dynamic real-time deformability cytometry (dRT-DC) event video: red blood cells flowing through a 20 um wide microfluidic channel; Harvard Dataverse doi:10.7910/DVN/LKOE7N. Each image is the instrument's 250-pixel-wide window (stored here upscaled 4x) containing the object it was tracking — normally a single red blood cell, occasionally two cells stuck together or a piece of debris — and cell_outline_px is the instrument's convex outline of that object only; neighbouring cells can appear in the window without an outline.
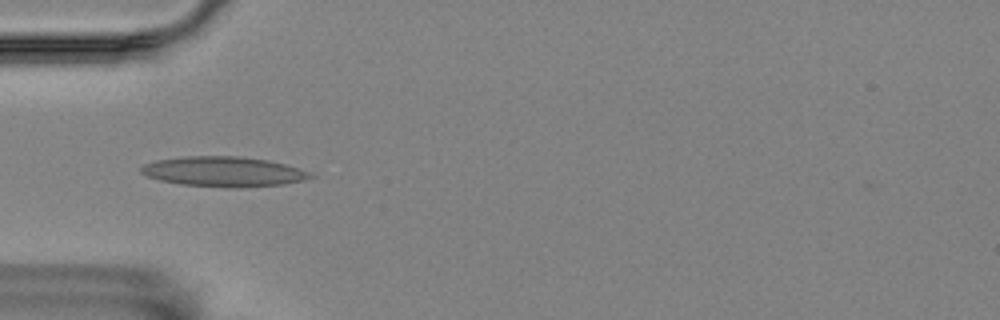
{"species": "Egyptian fruit bat (a non-hibernating species)", "species_latin": "Rousettus aegyptiacus", "temperature_condition": "room temperature", "stored_images_in_passage": 8, "camera_frame_rate_fps": 3000, "um_per_image_px": 0.085, "animal": {"sex": "female"}, "frame": {"image": 1, "passage_image": 4, "time_ms": 1.0, "image_size_px": [1000, 320], "cell_outline_px": [[316, 176], [284, 184], [236, 188], [180, 184], [160, 180], [148, 176], [140, 172], [140, 168], [144, 164], [156, 160], [184, 156], [240, 156], [268, 160], [284, 164], [308, 172]], "centroid_in_image_um": [18.96, 14.58], "position_along_channel_um": 66.0, "area_um2": 29.36}}
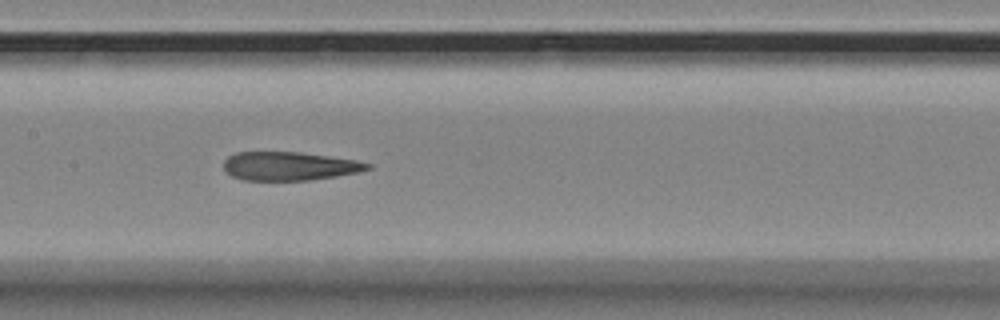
{"frame": {"image": 2, "passage_image": 7, "time_ms": 2.0, "image_size_px": [1000, 320], "cell_outline_px": [[372, 168], [360, 172], [312, 180], [244, 180], [232, 176], [224, 172], [224, 160], [228, 156], [236, 152], [300, 152], [356, 160], [372, 164]], "centroid_in_image_um": [24.6, 14.12], "position_along_channel_um": 182.8, "area_um2": 24.1}}
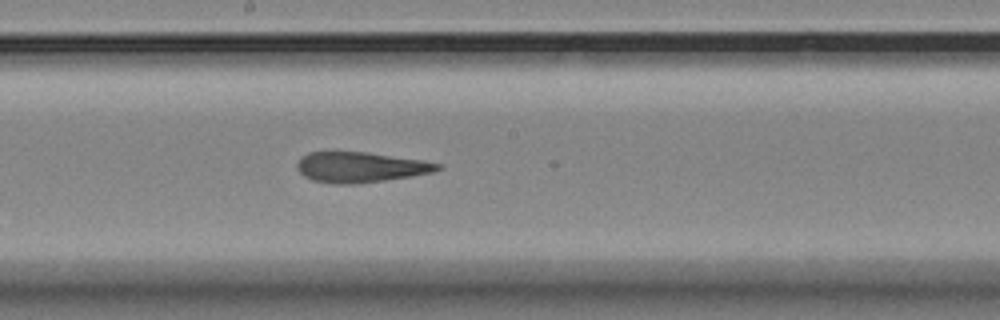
{"frame": {"image": 3, "passage_image": 8, "time_ms": 2.333, "image_size_px": [1000, 320], "cell_outline_px": [[444, 168], [432, 172], [412, 176], [356, 184], [332, 184], [312, 180], [304, 176], [296, 168], [296, 164], [300, 156], [308, 152], [364, 152], [420, 160], [440, 164]], "centroid_in_image_um": [30.58, 14.22], "position_along_channel_um": 217.6, "area_um2": 24.8}}